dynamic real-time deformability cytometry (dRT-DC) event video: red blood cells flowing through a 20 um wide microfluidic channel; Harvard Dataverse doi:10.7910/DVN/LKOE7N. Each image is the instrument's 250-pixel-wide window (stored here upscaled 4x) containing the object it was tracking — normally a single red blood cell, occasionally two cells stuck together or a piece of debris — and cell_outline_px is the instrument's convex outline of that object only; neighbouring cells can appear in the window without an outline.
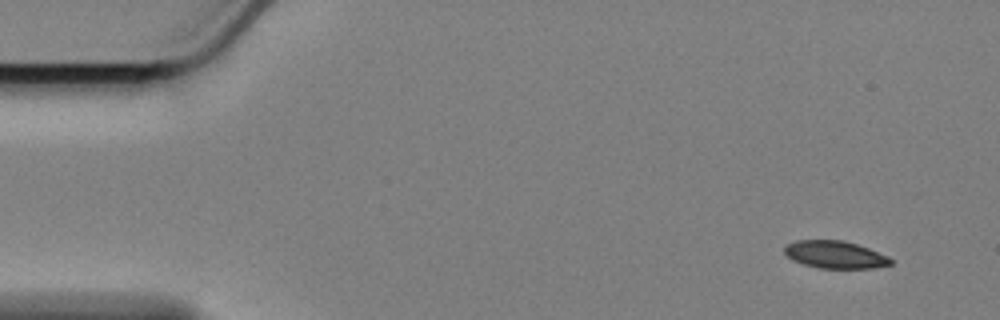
{"species": "Egyptian fruit bat (a non-hibernating species)", "species_latin": "Rousettus aegyptiacus", "temperature_condition": "cold", "stored_images_in_passage": 55, "camera_frame_rate_fps": 3000, "um_per_image_px": 0.085, "animal": {"sex": "female"}, "frame": {"image": 1, "passage_image": 1, "time_ms": 0.0, "image_size_px": [1000, 320], "cell_outline_px": [[892, 264], [872, 268], [820, 268], [804, 264], [792, 260], [784, 252], [784, 248], [788, 244], [796, 240], [844, 240], [868, 248], [888, 256], [892, 260]], "centroid_in_image_um": [70.98, 21.64], "position_along_channel_um": 14.0, "area_um2": 16.88}}
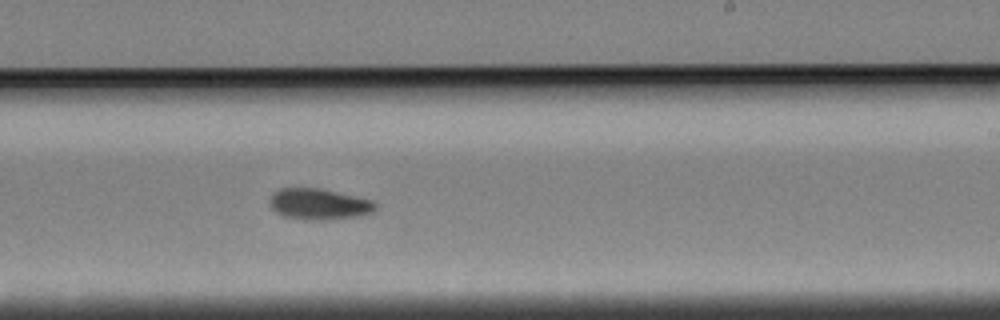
{"frame": {"image": 2, "passage_image": 32, "time_ms": 10.333, "image_size_px": [1000, 320], "cell_outline_px": [[376, 208], [372, 212], [364, 216], [332, 220], [304, 220], [284, 216], [276, 212], [268, 204], [268, 200], [280, 188], [320, 188], [372, 200], [376, 204]], "centroid_in_image_um": [27.13, 17.37], "position_along_channel_um": 261.9, "area_um2": 19.36}}
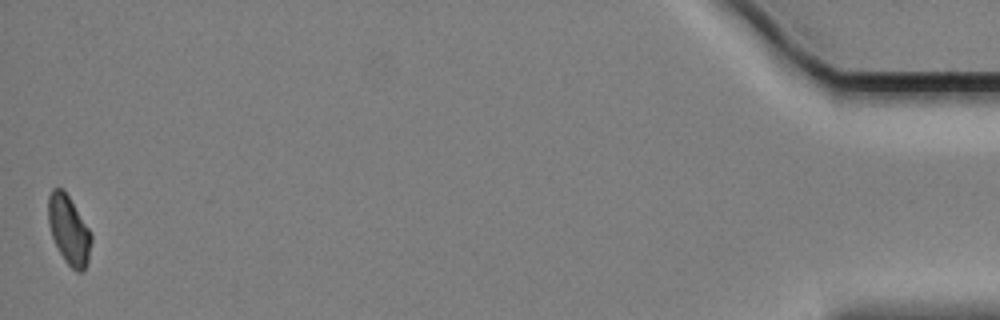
{"frame": {"image": 3, "passage_image": 55, "time_ms": 18.0, "image_size_px": [1000, 320], "cell_outline_px": [[92, 240], [88, 260], [84, 272], [76, 272], [64, 260], [52, 236], [48, 224], [48, 196], [52, 188], [64, 188], [88, 228], [92, 236]], "centroid_in_image_um": [5.85, 19.54], "position_along_channel_um": 429.4, "area_um2": 17.22}, "authors_computed_cell_mechanics": {"area_um2": 18.3804, "velocity_mm_per_s": 3.3959, "shape_relaxation_time_tau1_ms": 4.4267, "shape_relaxation_time_tau2_ms": null, "deformation_change_tau1": 0.1205, "deformation_change_tau2": null}}